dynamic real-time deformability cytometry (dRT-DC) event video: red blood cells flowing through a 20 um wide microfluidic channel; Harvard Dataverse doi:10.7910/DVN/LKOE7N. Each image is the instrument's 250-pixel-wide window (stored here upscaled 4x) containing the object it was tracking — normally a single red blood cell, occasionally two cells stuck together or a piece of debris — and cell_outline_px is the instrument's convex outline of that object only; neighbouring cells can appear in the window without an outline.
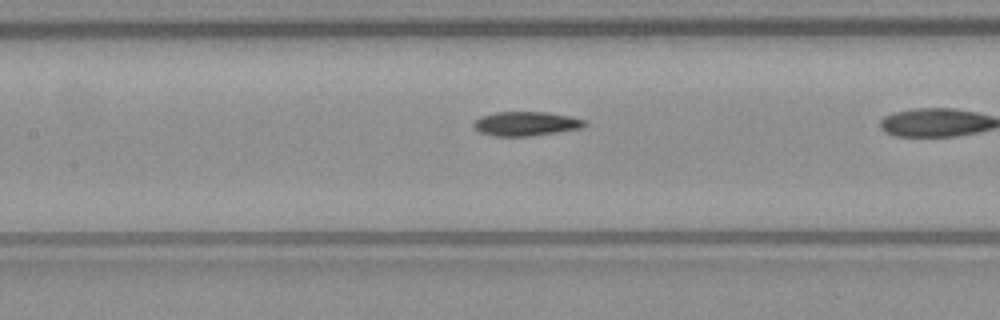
{"species": "common noctule bat (a hibernating species)", "species_latin": "Nyctalus noctula", "temperature_condition": "warm", "stored_images_in_passage": 26, "camera_frame_rate_fps": 3000, "um_per_image_px": 0.085, "animal": {"sex": "male", "body_mass_g": 23.1, "forearm_length_mm": 52.7}, "frame": {"image": 1, "passage_image": 19, "time_ms": 6.0, "image_size_px": [1000, 320], "cell_outline_px": [[588, 124], [580, 128], [532, 136], [496, 136], [480, 132], [472, 124], [480, 116], [492, 112], [548, 112], [588, 120]], "centroid_in_image_um": [44.72, 10.5], "position_along_channel_um": 162.7, "area_um2": 15.66}}
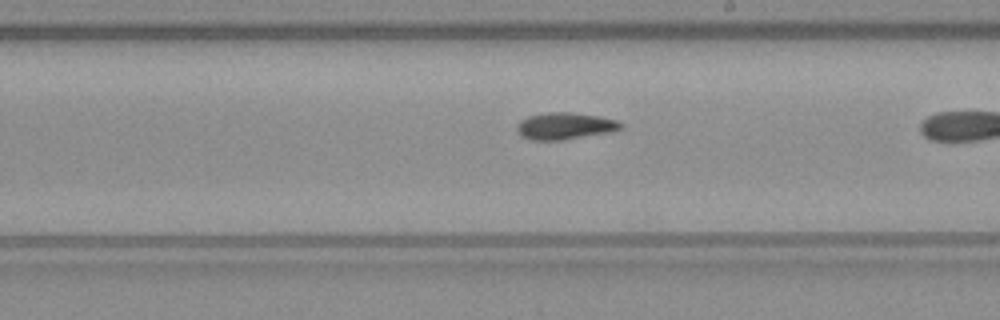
{"frame": {"image": 2, "passage_image": 25, "time_ms": 8.0, "image_size_px": [1000, 320], "cell_outline_px": [[624, 128], [612, 132], [560, 140], [532, 140], [520, 136], [516, 132], [516, 124], [520, 120], [528, 116], [548, 112], [568, 112], [600, 116], [616, 120], [624, 124]], "centroid_in_image_um": [48.01, 10.71], "position_along_channel_um": 241.0, "area_um2": 16.47}}